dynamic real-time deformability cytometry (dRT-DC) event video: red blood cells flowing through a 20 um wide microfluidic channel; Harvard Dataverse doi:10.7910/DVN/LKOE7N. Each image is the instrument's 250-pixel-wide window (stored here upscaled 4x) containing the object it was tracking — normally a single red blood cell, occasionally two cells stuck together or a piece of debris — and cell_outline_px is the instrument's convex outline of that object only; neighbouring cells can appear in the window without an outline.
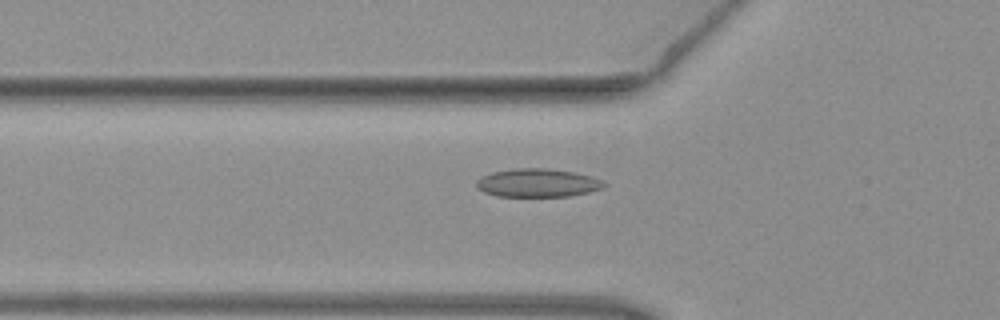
{"species": "common noctule bat (a hibernating species)", "species_latin": "Nyctalus noctula", "temperature_condition": "warm", "stored_images_in_passage": 38, "camera_frame_rate_fps": 3000, "um_per_image_px": 0.085, "animal": {"sex": "female", "body_mass_g": 19.3, "forearm_length_mm": 54.1}, "frame": {"image": 1, "passage_image": 4, "time_ms": 1.0, "image_size_px": [1000, 320], "cell_outline_px": [[608, 184], [604, 188], [588, 192], [568, 196], [496, 196], [484, 192], [476, 184], [476, 180], [480, 176], [492, 172], [512, 168], [548, 168], [576, 172], [592, 176], [604, 180]], "centroid_in_image_um": [45.74, 15.53], "position_along_channel_um": 80.1, "area_um2": 21.33}}
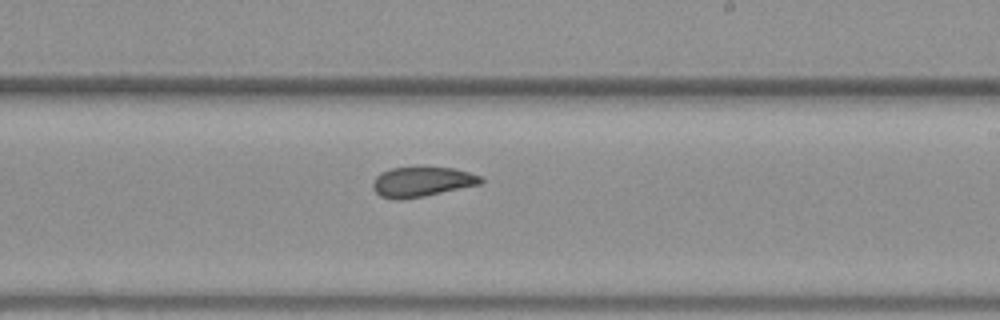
{"frame": {"image": 2, "passage_image": 17, "time_ms": 5.333, "image_size_px": [1000, 320], "cell_outline_px": [[484, 180], [480, 184], [424, 196], [400, 200], [396, 200], [380, 196], [372, 188], [372, 184], [376, 176], [380, 172], [392, 168], [452, 168], [468, 172], [480, 176]], "centroid_in_image_um": [35.82, 15.47], "position_along_channel_um": 253.2, "area_um2": 18.55}}
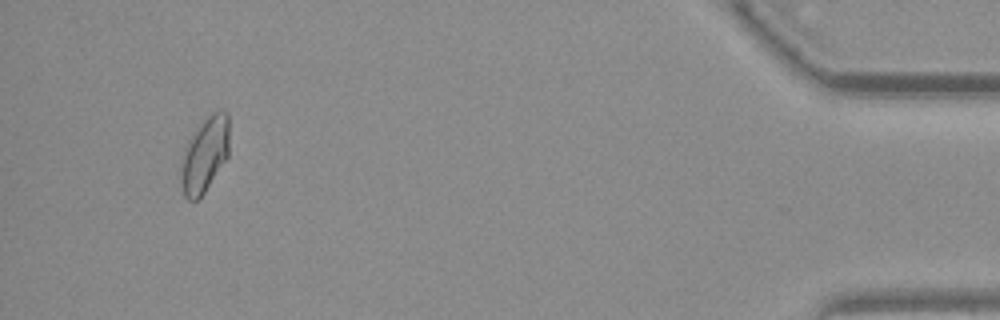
{"frame": {"image": 3, "passage_image": 35, "time_ms": 11.333, "image_size_px": [1000, 320], "cell_outline_px": [[228, 156], [204, 192], [196, 200], [188, 200], [184, 196], [180, 176], [184, 156], [192, 136], [200, 124], [212, 112], [220, 108], [224, 108], [228, 112]], "centroid_in_image_um": [17.44, 13.11], "position_along_channel_um": 417.8, "area_um2": 20.52}, "authors_computed_cell_mechanics": {"area_um2": 19.7387, "velocity_mm_per_s": 3.9809, "shape_relaxation_time_tau1_ms": null, "shape_relaxation_time_tau2_ms": 1.7151, "deformation_change_tau1": null, "deformation_change_tau2": 0.0585}}